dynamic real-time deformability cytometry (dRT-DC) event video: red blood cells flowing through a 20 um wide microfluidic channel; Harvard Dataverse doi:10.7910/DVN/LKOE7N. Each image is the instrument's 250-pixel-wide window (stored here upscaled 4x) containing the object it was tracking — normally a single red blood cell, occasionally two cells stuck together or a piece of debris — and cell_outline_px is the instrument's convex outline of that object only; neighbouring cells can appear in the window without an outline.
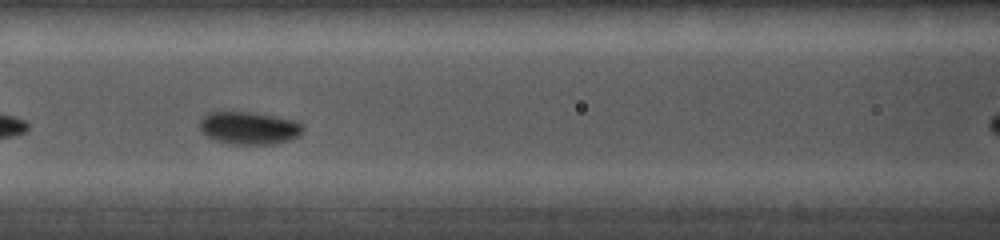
{"species": "common noctule bat (a hibernating species)", "species_latin": "Nyctalus noctula", "temperature_condition": "cold", "stored_images_in_passage": 9, "camera_frame_rate_fps": 5000, "um_per_image_px": 0.085, "animal": {"sex": "female", "body_mass_g": 19.0, "forearm_length_mm": 56.7}, "frame": {"image": 1, "passage_image": 4, "time_ms": 2.2, "image_size_px": [1000, 240], "cell_outline_px": [[304, 128], [300, 136], [288, 140], [272, 144], [232, 144], [216, 140], [208, 136], [200, 128], [200, 120], [208, 112], [252, 112], [296, 120]], "centroid_in_image_um": [21.2, 10.87], "position_along_channel_um": 145.4, "area_um2": 19.48}}
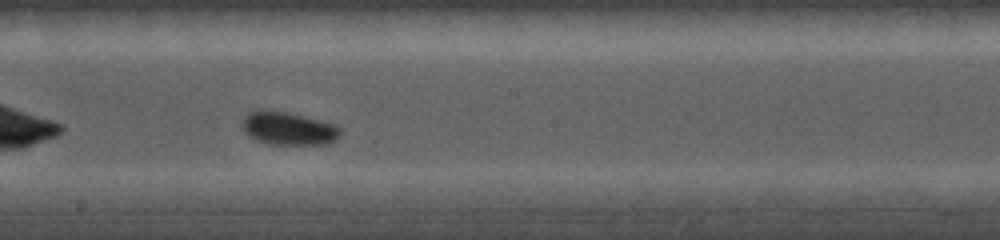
{"frame": {"image": 2, "passage_image": 6, "time_ms": 4.0, "image_size_px": [1000, 240], "cell_outline_px": [[340, 136], [336, 140], [328, 144], [268, 144], [256, 140], [244, 132], [244, 116], [248, 112], [264, 108], [304, 116], [336, 124], [340, 128]], "centroid_in_image_um": [24.53, 10.91], "position_along_channel_um": 223.7, "area_um2": 18.96}}
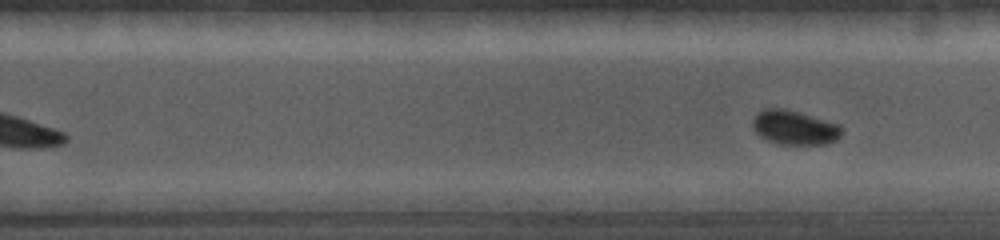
{"frame": {"image": 3, "passage_image": 9, "time_ms": 6.4, "image_size_px": [1000, 240], "cell_outline_px": [[844, 132], [836, 140], [828, 144], [780, 144], [768, 140], [760, 136], [752, 128], [752, 120], [756, 112], [764, 108], [784, 108], [840, 124], [844, 128]], "centroid_in_image_um": [67.54, 10.83], "position_along_channel_um": 262.3, "area_um2": 18.03}}